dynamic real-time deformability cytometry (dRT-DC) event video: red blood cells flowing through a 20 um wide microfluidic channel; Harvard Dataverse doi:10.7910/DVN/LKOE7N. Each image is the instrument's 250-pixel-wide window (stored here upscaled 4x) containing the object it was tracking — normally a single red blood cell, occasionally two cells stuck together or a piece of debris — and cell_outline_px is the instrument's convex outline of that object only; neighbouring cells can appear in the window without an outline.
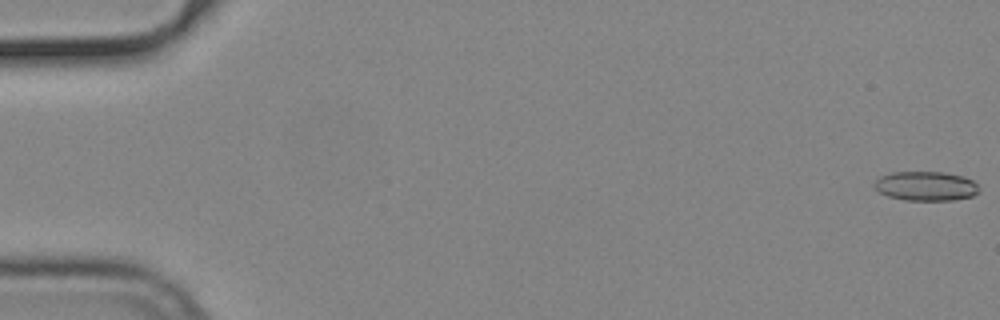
{"species": "common noctule bat (a hibernating species)", "species_latin": "Nyctalus noctula", "temperature_condition": "cold", "stored_images_in_passage": 18, "camera_frame_rate_fps": 3000, "um_per_image_px": 0.085, "animal": {"sex": "male", "body_mass_g": 19.2, "forearm_length_mm": 51.8}, "frame": {"image": 1, "passage_image": 1, "time_ms": 0.0, "image_size_px": [1000, 320], "cell_outline_px": [[980, 192], [972, 196], [952, 200], [904, 200], [888, 196], [880, 192], [872, 184], [880, 176], [892, 172], [944, 172], [964, 176], [972, 180], [980, 188]], "centroid_in_image_um": [78.71, 15.81], "position_along_channel_um": 6.3, "area_um2": 17.98}}